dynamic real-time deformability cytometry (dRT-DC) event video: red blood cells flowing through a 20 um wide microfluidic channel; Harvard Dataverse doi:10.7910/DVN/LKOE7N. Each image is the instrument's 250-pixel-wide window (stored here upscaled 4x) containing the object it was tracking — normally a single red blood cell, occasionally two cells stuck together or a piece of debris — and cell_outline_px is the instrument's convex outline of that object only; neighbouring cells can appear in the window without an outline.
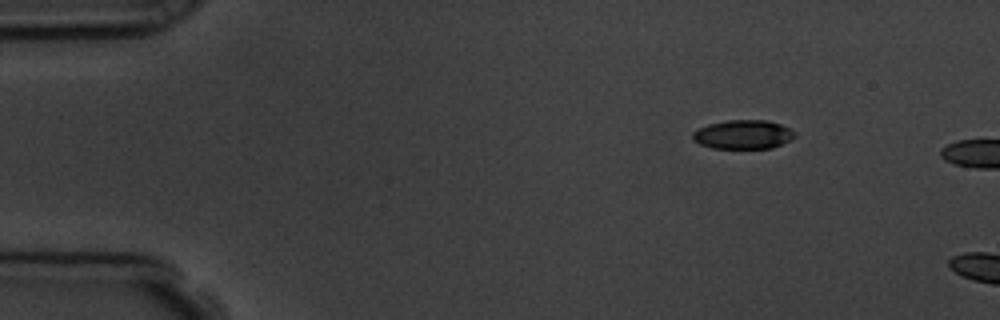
{"species": "common noctule bat (a hibernating species)", "species_latin": "Nyctalus noctula", "temperature_condition": "room temperature", "stored_images_in_passage": 2, "camera_frame_rate_fps": 3000, "um_per_image_px": 0.085, "animal": {"sex": "male", "body_mass_g": 19.5, "forearm_length_mm": 54.6}, "frame": {"image": 1, "passage_image": 1, "time_ms": 0.0, "image_size_px": [1000, 320], "cell_outline_px": [[796, 136], [792, 140], [772, 148], [712, 148], [700, 144], [692, 140], [692, 132], [708, 124], [728, 120], [768, 120], [780, 124], [796, 132]], "centroid_in_image_um": [63.18, 11.43], "position_along_channel_um": 21.8, "area_um2": 17.34}}